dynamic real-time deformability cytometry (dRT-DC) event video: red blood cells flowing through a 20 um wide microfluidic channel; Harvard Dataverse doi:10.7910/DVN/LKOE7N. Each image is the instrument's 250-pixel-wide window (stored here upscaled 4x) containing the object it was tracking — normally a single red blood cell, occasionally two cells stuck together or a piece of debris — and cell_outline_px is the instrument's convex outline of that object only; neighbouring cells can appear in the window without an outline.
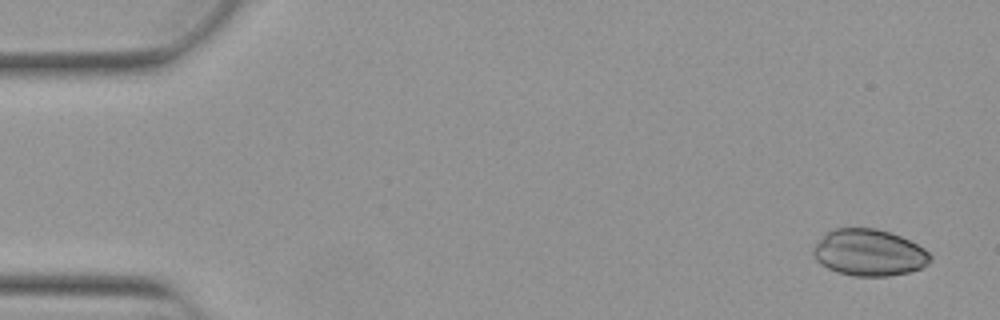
{"species": "Egyptian fruit bat (a non-hibernating species)", "species_latin": "Rousettus aegyptiacus", "temperature_condition": "warm", "stored_images_in_passage": 53, "camera_frame_rate_fps": 3000, "um_per_image_px": 0.085, "animal": {"sex": "female"}, "frame": {"image": 1, "passage_image": 3, "time_ms": 0.667, "image_size_px": [1000, 320], "cell_outline_px": [[932, 260], [920, 268], [908, 272], [888, 276], [852, 276], [836, 272], [820, 264], [816, 260], [812, 252], [812, 248], [828, 232], [836, 228], [876, 228], [900, 236], [924, 248], [932, 256]], "centroid_in_image_um": [73.86, 21.48], "position_along_channel_um": 11.1, "area_um2": 31.62}}
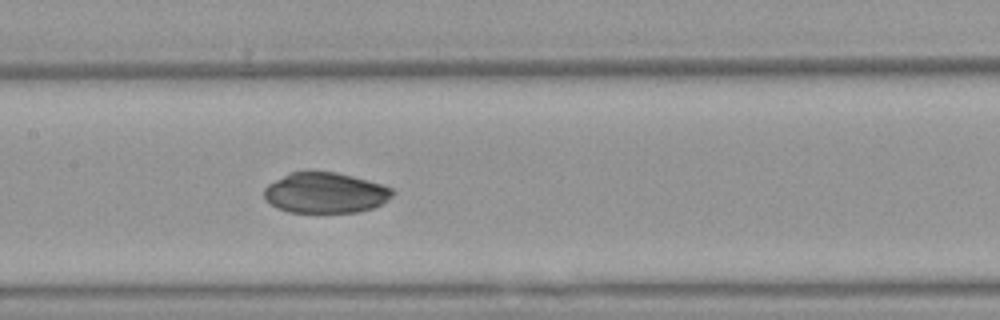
{"frame": {"image": 2, "passage_image": 26, "time_ms": 8.333, "image_size_px": [1000, 320], "cell_outline_px": [[396, 192], [388, 200], [372, 208], [360, 212], [288, 212], [276, 208], [264, 200], [264, 188], [268, 184], [288, 172], [308, 168], [336, 172], [384, 184], [392, 188]], "centroid_in_image_um": [27.62, 16.35], "position_along_channel_um": 179.8, "area_um2": 31.27}}
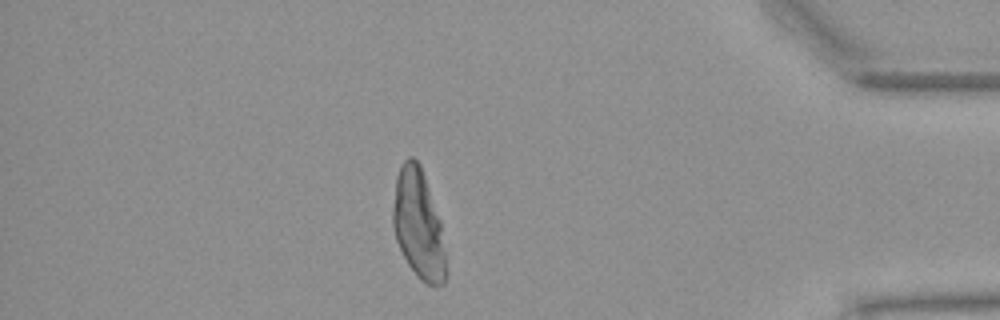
{"frame": {"image": 3, "passage_image": 46, "time_ms": 15.0, "image_size_px": [1000, 320], "cell_outline_px": [[448, 272], [444, 284], [428, 284], [420, 280], [408, 264], [396, 240], [392, 224], [392, 208], [396, 176], [404, 160], [408, 156], [412, 156], [420, 164], [440, 220]], "centroid_in_image_um": [35.56, 19.08], "position_along_channel_um": 399.6, "area_um2": 33.76}}